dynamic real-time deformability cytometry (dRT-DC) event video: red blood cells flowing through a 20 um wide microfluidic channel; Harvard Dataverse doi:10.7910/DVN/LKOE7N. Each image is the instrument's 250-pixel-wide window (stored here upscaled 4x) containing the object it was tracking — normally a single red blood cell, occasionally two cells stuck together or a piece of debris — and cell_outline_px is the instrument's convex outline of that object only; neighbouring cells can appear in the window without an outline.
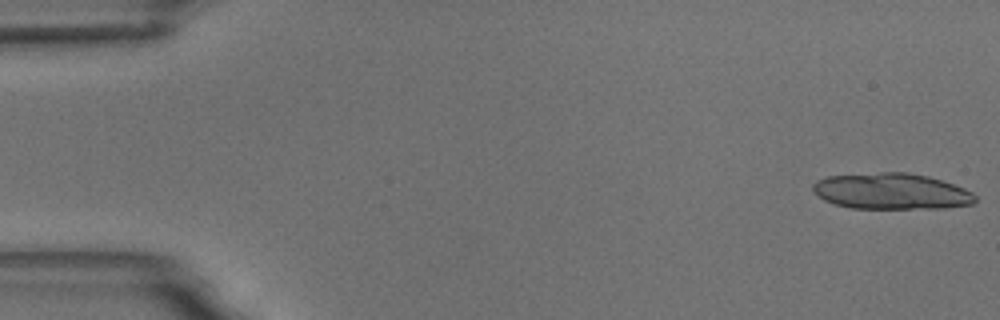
{"species": "common noctule bat (a hibernating species)", "species_latin": "Nyctalus noctula", "temperature_condition": "room temperature", "stored_images_in_passage": 17, "camera_frame_rate_fps": 3000, "um_per_image_px": 0.085, "animal": {"sex": "male", "body_mass_g": 18.8}, "frame": {"image": 1, "passage_image": 1, "time_ms": 0.0, "image_size_px": [1000, 320], "cell_outline_px": [[976, 200], [972, 204], [944, 208], [852, 208], [836, 204], [824, 200], [812, 192], [812, 184], [816, 180], [828, 176], [880, 172], [908, 172], [928, 176], [964, 188], [972, 192], [976, 196]], "centroid_in_image_um": [75.74, 16.25], "position_along_channel_um": 9.3, "area_um2": 34.16}}